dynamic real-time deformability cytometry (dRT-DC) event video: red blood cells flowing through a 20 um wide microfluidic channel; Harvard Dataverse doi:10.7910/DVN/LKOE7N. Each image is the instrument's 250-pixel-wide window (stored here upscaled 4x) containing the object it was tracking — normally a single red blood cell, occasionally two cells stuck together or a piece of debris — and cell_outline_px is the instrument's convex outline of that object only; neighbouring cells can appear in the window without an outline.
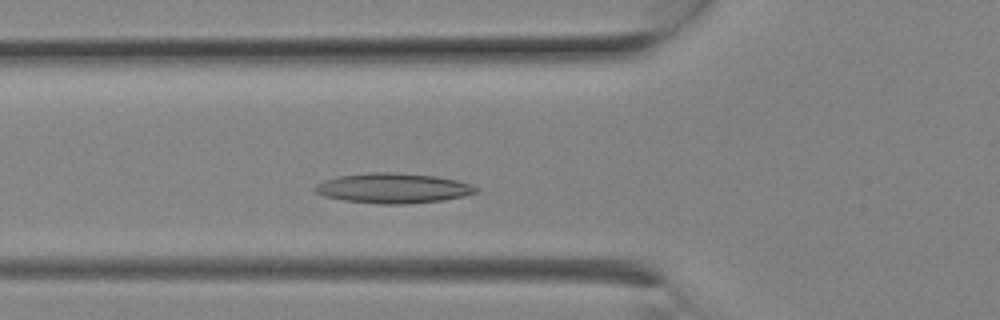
{"species": "Egyptian fruit bat (a non-hibernating species)", "species_latin": "Rousettus aegyptiacus", "temperature_condition": "room temperature", "stored_images_in_passage": 5, "camera_frame_rate_fps": 3000, "um_per_image_px": 0.085, "animal": {"sex": "female"}, "frame": {"image": 1, "passage_image": 5, "time_ms": 1.333, "image_size_px": [1000, 320], "cell_outline_px": [[480, 188], [476, 192], [464, 196], [444, 200], [404, 204], [380, 204], [344, 200], [324, 196], [316, 192], [312, 188], [316, 184], [324, 180], [340, 176], [372, 172], [392, 172], [436, 176], [456, 180], [472, 184]], "centroid_in_image_um": [33.43, 15.99], "position_along_channel_um": 92.4, "area_um2": 28.15}}